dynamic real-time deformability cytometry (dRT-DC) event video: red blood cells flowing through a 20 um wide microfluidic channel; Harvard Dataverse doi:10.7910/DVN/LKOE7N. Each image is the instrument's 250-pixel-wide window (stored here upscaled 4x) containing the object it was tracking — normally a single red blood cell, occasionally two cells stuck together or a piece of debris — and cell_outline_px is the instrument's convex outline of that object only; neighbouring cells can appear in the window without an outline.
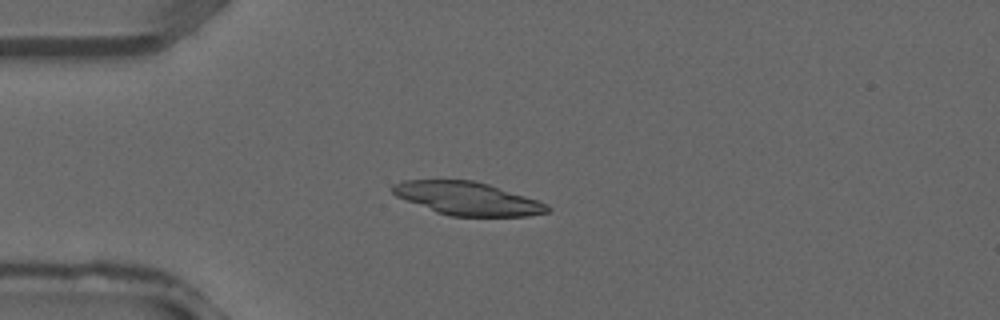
{"species": "common noctule bat (a hibernating species)", "species_latin": "Nyctalus noctula", "temperature_condition": "warm", "stored_images_in_passage": 21, "camera_frame_rate_fps": 3000, "um_per_image_px": 0.085, "animal": {"sex": "male", "forearm_length_mm": 52.5}, "frame": {"image": 1, "passage_image": 10, "time_ms": 3.0, "image_size_px": [1000, 320], "cell_outline_px": [[552, 208], [548, 212], [528, 216], [452, 216], [436, 212], [396, 196], [388, 188], [392, 184], [404, 180], [472, 180], [488, 184], [548, 204]], "centroid_in_image_um": [39.7, 16.87], "position_along_channel_um": 45.3, "area_um2": 29.71}}
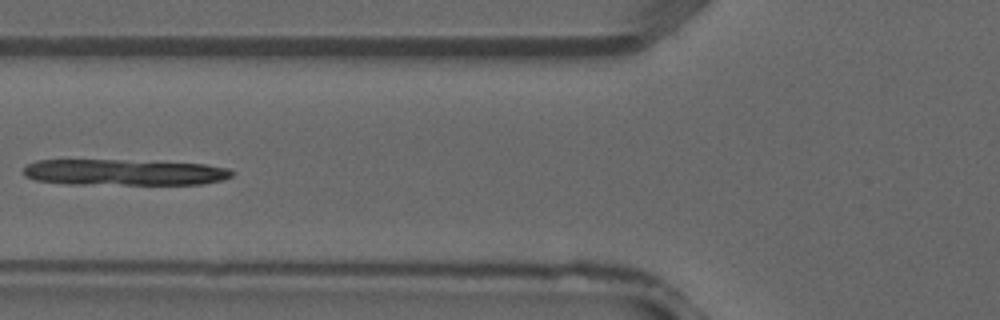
{"frame": {"image": 2, "passage_image": 15, "time_ms": 4.667, "image_size_px": [1000, 320], "cell_outline_px": [[236, 172], [232, 176], [224, 180], [200, 184], [68, 184], [36, 180], [24, 176], [24, 168], [28, 164], [36, 160], [116, 160], [204, 164], [228, 168]], "centroid_in_image_um": [10.57, 14.65], "position_along_channel_um": 115.2, "area_um2": 31.62}}